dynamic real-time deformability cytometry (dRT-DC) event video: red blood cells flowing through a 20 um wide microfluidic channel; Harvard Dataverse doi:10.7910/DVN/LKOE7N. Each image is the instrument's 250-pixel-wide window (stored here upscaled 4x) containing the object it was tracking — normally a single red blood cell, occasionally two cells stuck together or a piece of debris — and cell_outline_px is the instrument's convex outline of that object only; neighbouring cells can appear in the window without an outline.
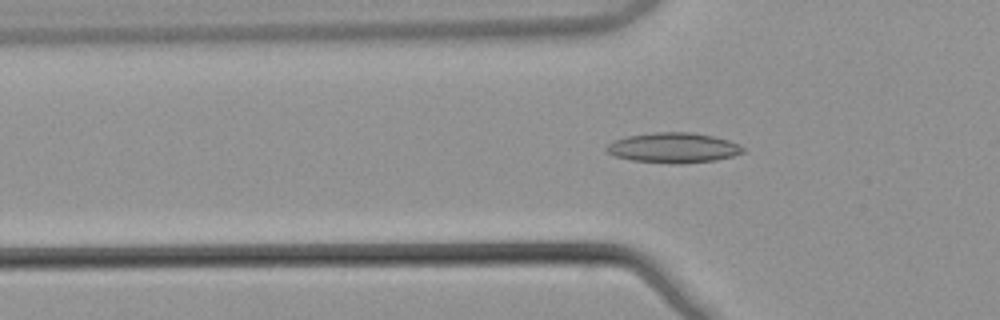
{"species": "common noctule bat (a hibernating species)", "species_latin": "Nyctalus noctula", "temperature_condition": "warm", "stored_images_in_passage": 54, "camera_frame_rate_fps": 3000, "um_per_image_px": 0.085, "animal": {"sex": "male", "body_mass_g": 21.5, "forearm_length_mm": 52.0}, "frame": {"image": 1, "passage_image": 18, "time_ms": 5.667, "image_size_px": [1000, 320], "cell_outline_px": [[744, 152], [732, 156], [716, 160], [680, 164], [672, 164], [632, 160], [612, 156], [604, 148], [612, 140], [628, 136], [656, 132], [692, 132], [712, 136], [728, 140], [740, 144], [744, 148]], "centroid_in_image_um": [57.22, 12.56], "position_along_channel_um": 68.6, "area_um2": 24.1}}
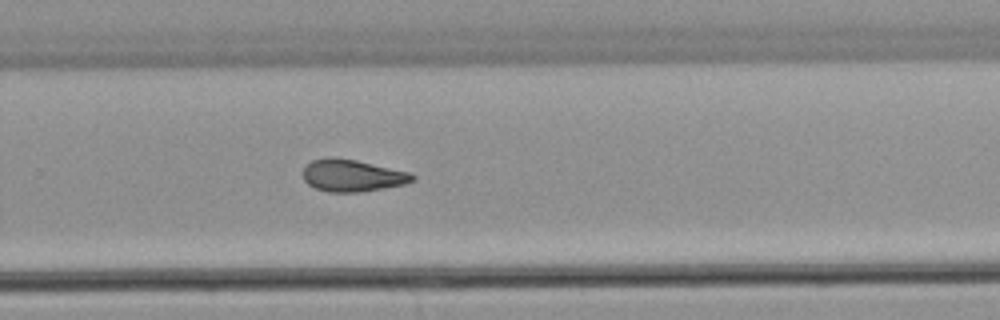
{"frame": {"image": 2, "passage_image": 36, "time_ms": 11.667, "image_size_px": [1000, 320], "cell_outline_px": [[416, 180], [404, 184], [384, 188], [360, 192], [328, 192], [316, 188], [308, 184], [304, 180], [304, 168], [312, 160], [328, 156], [332, 156], [356, 160], [408, 172], [416, 176]], "centroid_in_image_um": [29.94, 14.92], "position_along_channel_um": 299.9, "area_um2": 20.4}}
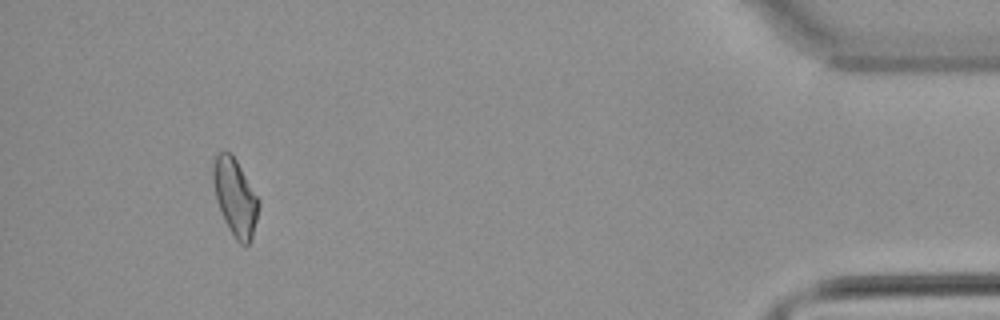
{"frame": {"image": 3, "passage_image": 50, "time_ms": 16.333, "image_size_px": [1000, 320], "cell_outline_px": [[260, 204], [252, 236], [248, 244], [240, 244], [236, 240], [228, 228], [224, 220], [216, 200], [212, 180], [212, 164], [216, 152], [232, 152], [260, 200]], "centroid_in_image_um": [19.97, 16.71], "position_along_channel_um": 415.2, "area_um2": 20.63}, "authors_computed_cell_mechanics": {"area_um2": 20.6924, "velocity_mm_per_s": 3.869, "shape_relaxation_time_tau1_ms": null, "shape_relaxation_time_tau2_ms": 6.7835, "deformation_change_tau1": null, "deformation_change_tau2": 0.1527}}